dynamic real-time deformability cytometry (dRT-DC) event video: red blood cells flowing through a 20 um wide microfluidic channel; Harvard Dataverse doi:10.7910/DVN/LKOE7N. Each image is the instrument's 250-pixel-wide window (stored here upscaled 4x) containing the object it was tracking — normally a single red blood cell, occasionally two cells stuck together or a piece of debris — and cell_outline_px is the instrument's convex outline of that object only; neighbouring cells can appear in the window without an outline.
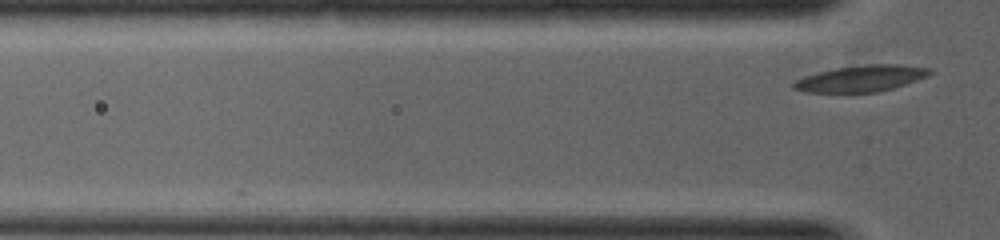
{"species": "common noctule bat (a hibernating species)", "species_latin": "Nyctalus noctula", "temperature_condition": "warm", "stored_images_in_passage": 2, "camera_frame_rate_fps": 5000, "um_per_image_px": 0.085, "animal": {"sex": "female", "body_mass_g": 19.0, "forearm_length_mm": 53.3}, "frame": {"image": 1, "passage_image": 2, "time_ms": 0.6, "image_size_px": [1000, 240], "cell_outline_px": [[932, 72], [928, 76], [892, 88], [876, 92], [848, 96], [844, 96], [804, 92], [792, 88], [792, 84], [796, 80], [804, 76], [836, 68], [868, 64], [896, 64], [932, 68]], "centroid_in_image_um": [73.11, 6.73], "position_along_channel_um": 52.7, "area_um2": 21.73}}